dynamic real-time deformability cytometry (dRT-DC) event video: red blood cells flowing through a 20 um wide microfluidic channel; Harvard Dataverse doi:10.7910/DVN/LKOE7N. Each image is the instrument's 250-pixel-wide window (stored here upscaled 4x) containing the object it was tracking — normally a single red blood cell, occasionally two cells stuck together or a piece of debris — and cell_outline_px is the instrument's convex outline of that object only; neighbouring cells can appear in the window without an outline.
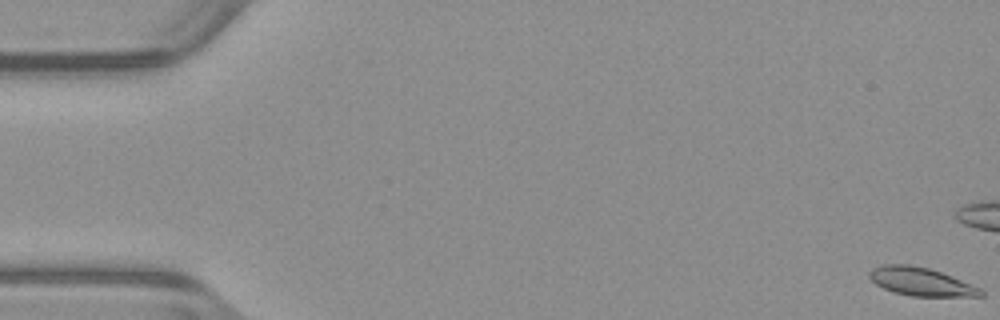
{"species": "common noctule bat (a hibernating species)", "species_latin": "Nyctalus noctula", "temperature_condition": "warm", "stored_images_in_passage": 54, "camera_frame_rate_fps": 3000, "um_per_image_px": 0.085, "animal": {"sex": "male", "body_mass_g": 23.1, "forearm_length_mm": 52.7}, "frame": {"image": 1, "passage_image": 1, "time_ms": 0.0, "image_size_px": [1000, 320], "cell_outline_px": [[984, 296], [912, 296], [892, 292], [876, 284], [868, 276], [868, 272], [872, 268], [884, 264], [908, 264], [928, 268], [952, 276], [980, 288], [984, 292]], "centroid_in_image_um": [78.26, 23.94], "position_along_channel_um": 6.7, "area_um2": 18.26}}
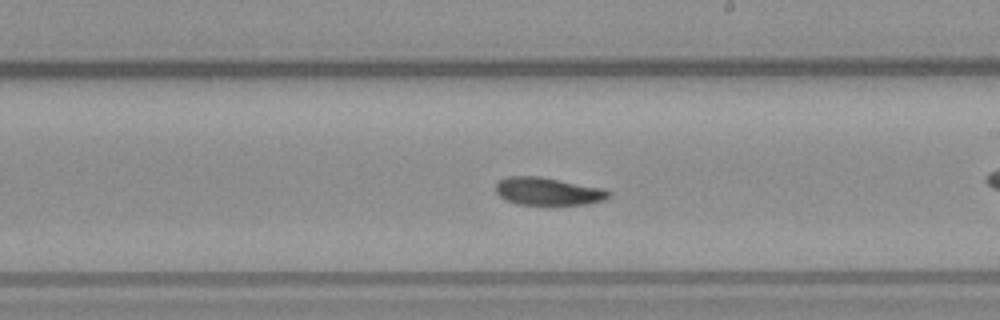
{"frame": {"image": 2, "passage_image": 31, "time_ms": 10.0, "image_size_px": [1000, 320], "cell_outline_px": [[612, 192], [604, 200], [588, 204], [516, 204], [504, 200], [496, 192], [496, 184], [500, 180], [508, 176], [540, 176], [604, 188]], "centroid_in_image_um": [46.58, 16.26], "position_along_channel_um": 242.4, "area_um2": 18.26}}
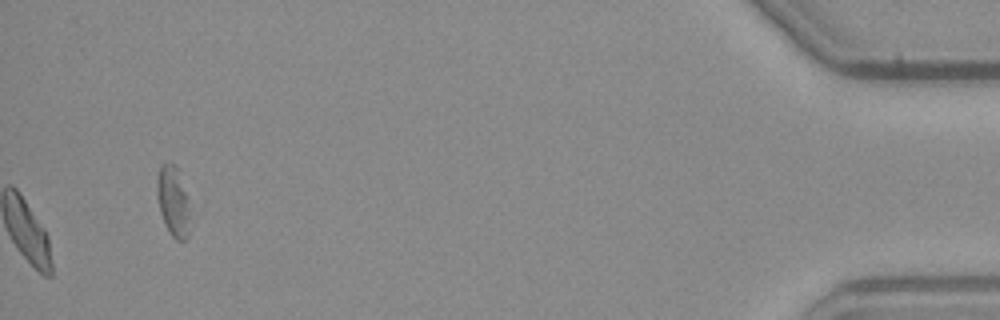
{"frame": {"image": 3, "passage_image": 54, "time_ms": 17.667, "image_size_px": [1000, 320], "cell_outline_px": [[188, 236], [184, 240], [176, 240], [172, 236], [164, 224], [160, 212], [156, 192], [156, 180], [160, 168], [164, 164], [176, 164], [188, 196]], "centroid_in_image_um": [14.7, 17.1], "position_along_channel_um": 420.5, "area_um2": 13.41}, "authors_computed_cell_mechanics": {"area_um2": 18.5538, "velocity_mm_per_s": 3.9279, "shape_relaxation_time_tau1_ms": 5.4595, "shape_relaxation_time_tau2_ms": null, "deformation_change_tau1": 0.1629, "deformation_change_tau2": null}}